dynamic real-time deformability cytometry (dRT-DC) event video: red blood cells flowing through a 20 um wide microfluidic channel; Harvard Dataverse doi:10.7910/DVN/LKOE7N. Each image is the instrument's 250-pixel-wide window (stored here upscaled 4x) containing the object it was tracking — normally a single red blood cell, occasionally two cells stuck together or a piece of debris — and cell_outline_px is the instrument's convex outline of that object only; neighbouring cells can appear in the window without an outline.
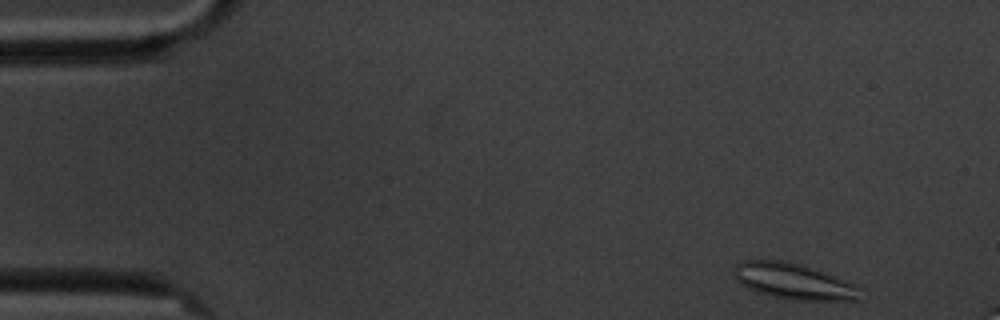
{"species": "common noctule bat (a hibernating species)", "species_latin": "Nyctalus noctula", "temperature_condition": "cold", "stored_images_in_passage": 5, "camera_frame_rate_fps": 3000, "um_per_image_px": 0.085, "animal": {"sex": "male", "body_mass_g": 20.1, "forearm_length_mm": 53.5}, "frame": {"image": 1, "passage_image": 1, "time_ms": 0.0, "image_size_px": [1000, 320], "cell_outline_px": [[860, 288], [856, 300], [792, 300], [772, 296], [748, 288], [740, 284], [736, 280], [732, 272], [732, 268], [736, 264], [744, 260], [784, 260], [804, 264], [856, 284]], "centroid_in_image_um": [67.41, 23.88], "position_along_channel_um": 17.6, "area_um2": 26.53}}